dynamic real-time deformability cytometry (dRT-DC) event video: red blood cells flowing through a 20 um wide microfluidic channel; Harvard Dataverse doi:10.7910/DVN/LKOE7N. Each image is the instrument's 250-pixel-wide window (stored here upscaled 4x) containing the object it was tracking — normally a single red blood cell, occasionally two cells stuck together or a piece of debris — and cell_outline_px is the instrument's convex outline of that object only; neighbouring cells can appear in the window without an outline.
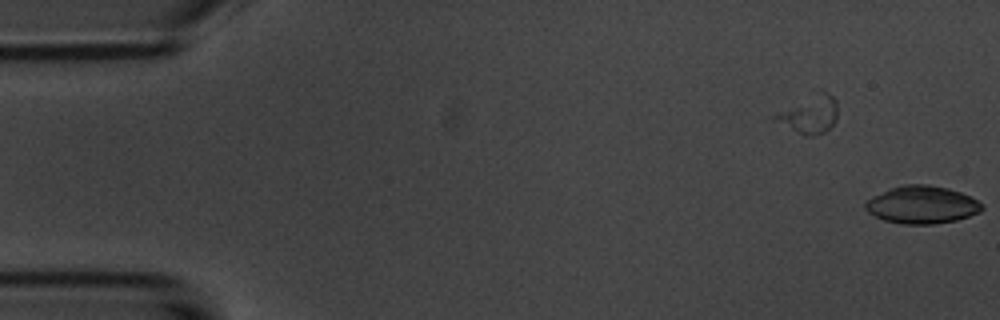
{"species": "common noctule bat (a hibernating species)", "species_latin": "Nyctalus noctula", "temperature_condition": "room temperature", "stored_images_in_passage": 4, "segment_of_instrument_passage": [2, 2], "camera_frame_rate_fps": 3000, "um_per_image_px": 0.085, "animal": {"sex": "male", "body_mass_g": 20.1, "forearm_length_mm": 53.5}, "frame": {"image": 1, "passage_image": 4, "time_ms": 1.0, "image_size_px": [1000, 320], "cell_outline_px": [[984, 208], [980, 212], [956, 220], [932, 224], [900, 224], [884, 220], [868, 212], [864, 208], [864, 204], [872, 196], [892, 188], [904, 184], [928, 184], [948, 188], [960, 192], [984, 204]], "centroid_in_image_um": [78.36, 17.41], "position_along_channel_um": 6.6, "area_um2": 25.49}}